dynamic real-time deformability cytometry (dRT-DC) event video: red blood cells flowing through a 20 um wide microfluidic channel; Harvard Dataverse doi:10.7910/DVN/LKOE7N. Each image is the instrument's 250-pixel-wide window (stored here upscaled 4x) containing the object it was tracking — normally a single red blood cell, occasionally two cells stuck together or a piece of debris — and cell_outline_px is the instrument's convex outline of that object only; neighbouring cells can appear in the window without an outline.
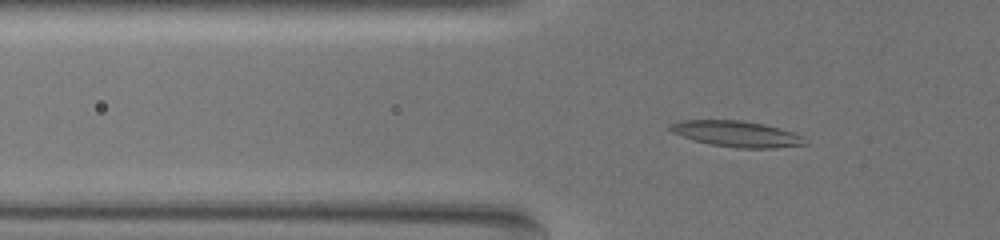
{"species": "common noctule bat (a hibernating species)", "species_latin": "Nyctalus noctula", "temperature_condition": "warm", "stored_images_in_passage": 63, "camera_frame_rate_fps": 3000, "um_per_image_px": 0.085, "animal": {"sex": "female", "body_mass_g": 19.5, "forearm_length_mm": 54.1}, "frame": {"image": 1, "passage_image": 24, "time_ms": 7.667, "image_size_px": [1000, 240], "cell_outline_px": [[808, 144], [776, 148], [740, 148], [712, 144], [696, 140], [672, 132], [668, 128], [668, 124], [680, 120], [740, 120], [764, 124], [780, 128], [804, 136]], "centroid_in_image_um": [62.65, 11.37], "position_along_channel_um": 63.2, "area_um2": 20.29}}
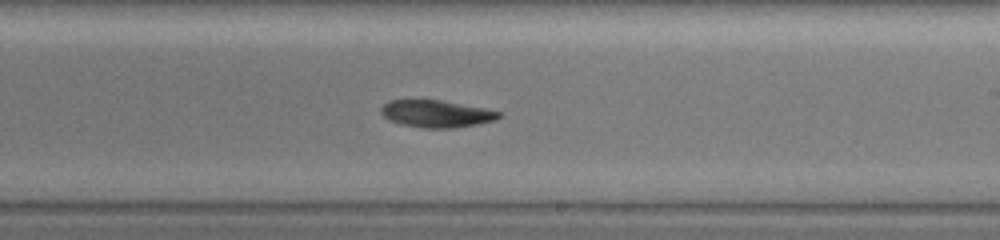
{"frame": {"image": 2, "passage_image": 41, "time_ms": 13.333, "image_size_px": [1000, 240], "cell_outline_px": [[500, 116], [496, 120], [456, 128], [424, 128], [400, 124], [388, 120], [380, 112], [380, 108], [388, 100], [440, 100], [484, 108], [500, 112]], "centroid_in_image_um": [37.05, 9.67], "position_along_channel_um": 251.9, "area_um2": 18.61}}
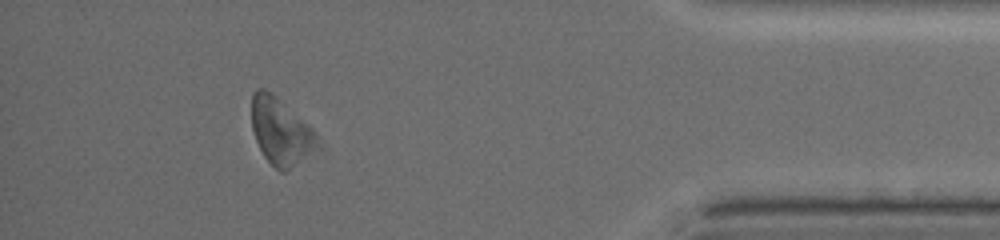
{"frame": {"image": 3, "passage_image": 58, "time_ms": 19.0, "image_size_px": [1000, 240], "cell_outline_px": [[308, 136], [304, 144], [288, 172], [280, 172], [264, 156], [256, 140], [252, 128], [252, 92], [256, 88], [264, 88], [276, 96], [296, 116]], "centroid_in_image_um": [23.5, 11.04], "position_along_channel_um": 411.7, "area_um2": 21.73}, "authors_computed_cell_mechanics": {"area_um2": 20.0566, "velocity_mm_per_s": 3.5287, "shape_relaxation_time_tau1_ms": 4.3477, "shape_relaxation_time_tau2_ms": null, "deformation_change_tau1": 0.13, "deformation_change_tau2": null}}